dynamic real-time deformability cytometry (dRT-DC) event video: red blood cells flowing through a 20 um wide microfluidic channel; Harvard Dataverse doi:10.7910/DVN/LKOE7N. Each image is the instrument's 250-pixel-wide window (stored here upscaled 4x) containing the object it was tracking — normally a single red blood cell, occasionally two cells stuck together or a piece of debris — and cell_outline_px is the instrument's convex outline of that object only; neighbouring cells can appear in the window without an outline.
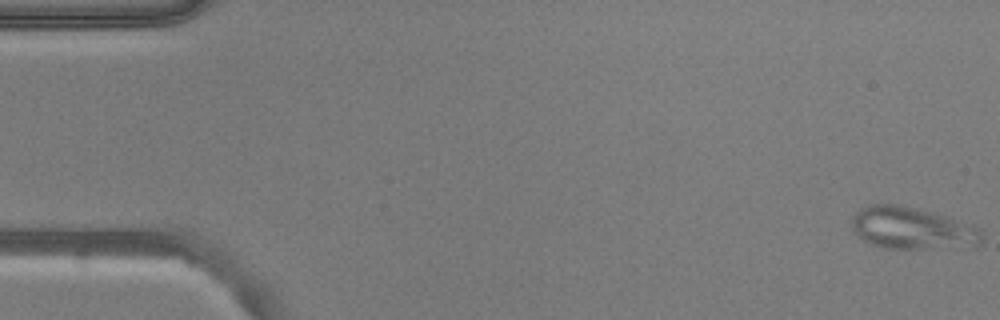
{"species": "common noctule bat (a hibernating species)", "species_latin": "Nyctalus noctula", "temperature_condition": "warm", "stored_images_in_passage": 13, "camera_frame_rate_fps": 3000, "um_per_image_px": 0.085, "animal": {"sex": "male", "body_mass_g": 20.5, "forearm_length_mm": 52.5}, "frame": {"image": 1, "passage_image": 1, "time_ms": 0.0, "image_size_px": [1000, 320], "cell_outline_px": [[984, 240], [976, 248], [884, 248], [872, 244], [864, 240], [852, 228], [852, 216], [860, 208], [872, 204], [896, 204], [944, 216], [980, 228], [984, 232]], "centroid_in_image_um": [77.6, 19.43], "position_along_channel_um": 7.4, "area_um2": 31.85}}